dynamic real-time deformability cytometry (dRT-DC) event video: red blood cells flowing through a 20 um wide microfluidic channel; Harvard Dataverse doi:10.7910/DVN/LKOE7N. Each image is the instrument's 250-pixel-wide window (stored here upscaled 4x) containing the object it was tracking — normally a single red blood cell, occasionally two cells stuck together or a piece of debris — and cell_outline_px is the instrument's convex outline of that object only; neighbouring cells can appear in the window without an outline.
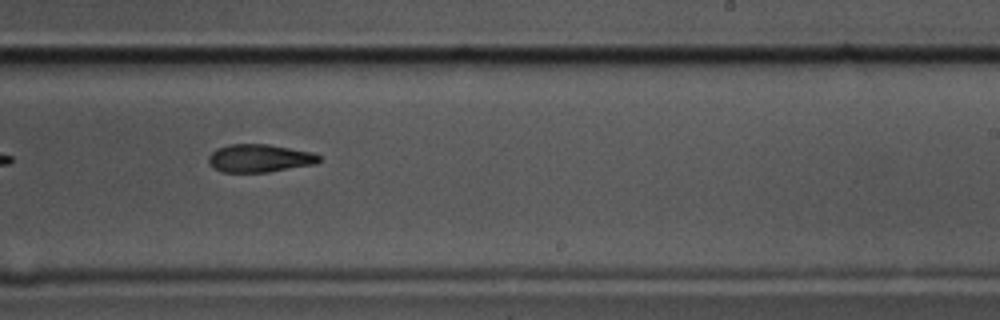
{"species": "common noctule bat (a hibernating species)", "species_latin": "Nyctalus noctula", "temperature_condition": "cold", "stored_images_in_passage": 11, "camera_frame_rate_fps": 3000, "um_per_image_px": 0.085, "animal": {"sex": "male", "body_mass_g": 17.5, "forearm_length_mm": 52.3}, "frame": {"image": 1, "passage_image": 10, "time_ms": 3.0, "image_size_px": [1000, 320], "cell_outline_px": [[320, 160], [316, 164], [268, 172], [224, 172], [212, 168], [208, 164], [208, 156], [216, 148], [228, 144], [268, 144], [312, 152], [320, 156]], "centroid_in_image_um": [22.03, 13.45], "position_along_channel_um": 267.0, "area_um2": 18.15}}
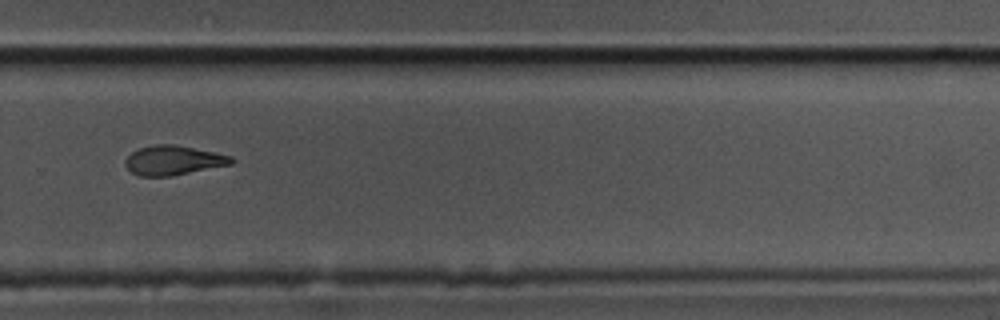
{"frame": {"image": 2, "passage_image": 11, "time_ms": 3.333, "image_size_px": [1000, 320], "cell_outline_px": [[236, 160], [232, 164], [172, 176], [140, 176], [132, 172], [124, 164], [124, 160], [132, 152], [140, 148], [152, 144], [172, 144], [232, 156]], "centroid_in_image_um": [14.72, 13.63], "position_along_channel_um": 315.1, "area_um2": 18.09}}